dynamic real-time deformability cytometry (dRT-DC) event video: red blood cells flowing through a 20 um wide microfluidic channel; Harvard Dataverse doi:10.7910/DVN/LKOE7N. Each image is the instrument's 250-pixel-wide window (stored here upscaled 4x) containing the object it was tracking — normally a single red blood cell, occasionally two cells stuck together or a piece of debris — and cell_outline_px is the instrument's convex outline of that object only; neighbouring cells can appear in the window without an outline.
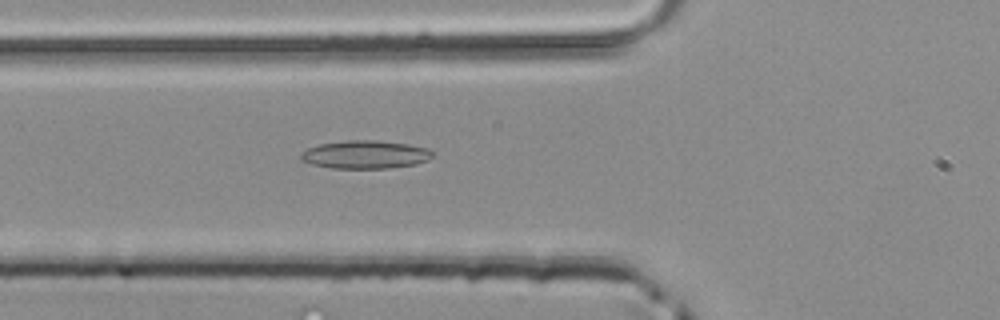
{"species": "common noctule bat (a hibernating species)", "species_latin": "Nyctalus noctula", "temperature_condition": "room temperature", "stored_images_in_passage": 36, "camera_frame_rate_fps": 3000, "um_per_image_px": 0.085, "animal": {"sex": "male", "body_mass_g": 20.4}, "frame": {"image": 1, "passage_image": 6, "time_ms": 1.667, "image_size_px": [1000, 320], "cell_outline_px": [[432, 156], [428, 160], [416, 164], [388, 168], [332, 168], [312, 164], [300, 160], [300, 152], [316, 144], [348, 140], [376, 140], [408, 144], [428, 148], [432, 152]], "centroid_in_image_um": [31.01, 13.13], "position_along_channel_um": 94.8, "area_um2": 21.68}}
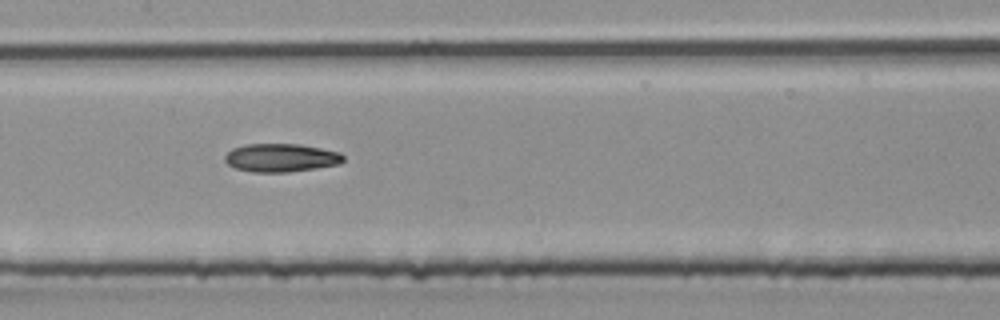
{"frame": {"image": 2, "passage_image": 12, "time_ms": 3.667, "image_size_px": [1000, 320], "cell_outline_px": [[344, 160], [340, 164], [288, 172], [252, 172], [236, 168], [228, 164], [224, 160], [224, 156], [232, 148], [244, 144], [300, 144], [340, 152], [344, 156]], "centroid_in_image_um": [23.87, 13.4], "position_along_channel_um": 183.5, "area_um2": 19.54}}
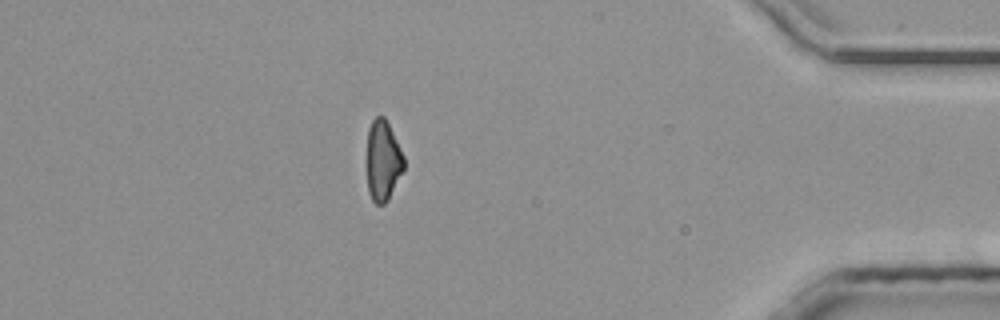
{"frame": {"image": 3, "passage_image": 30, "time_ms": 9.667, "image_size_px": [1000, 320], "cell_outline_px": [[404, 168], [388, 200], [384, 204], [376, 204], [372, 200], [368, 192], [368, 128], [372, 120], [376, 116], [384, 116], [404, 156]], "centroid_in_image_um": [32.55, 13.66], "position_along_channel_um": 402.6, "area_um2": 17.05}}